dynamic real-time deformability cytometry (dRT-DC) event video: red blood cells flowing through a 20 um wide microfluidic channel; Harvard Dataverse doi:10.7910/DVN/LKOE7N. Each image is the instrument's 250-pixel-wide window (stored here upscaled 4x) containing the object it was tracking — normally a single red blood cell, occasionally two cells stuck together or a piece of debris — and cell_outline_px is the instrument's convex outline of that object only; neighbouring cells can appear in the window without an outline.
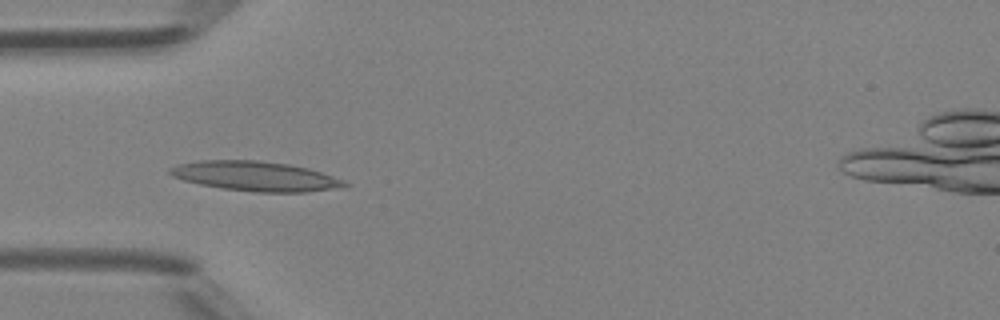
{"species": "Egyptian fruit bat (a non-hibernating species)", "species_latin": "Rousettus aegyptiacus", "temperature_condition": "room temperature", "stored_images_in_passage": 44, "camera_frame_rate_fps": 3000, "um_per_image_px": 0.085, "animal": {"sex": "female"}, "frame": {"image": 1, "passage_image": 11, "time_ms": 3.333, "image_size_px": [1000, 320], "cell_outline_px": [[352, 184], [344, 188], [304, 192], [252, 192], [220, 188], [200, 184], [184, 180], [172, 176], [168, 172], [168, 168], [176, 164], [200, 160], [256, 160], [288, 164], [308, 168], [344, 180]], "centroid_in_image_um": [21.73, 14.98], "position_along_channel_um": 63.3, "area_um2": 30.46}}
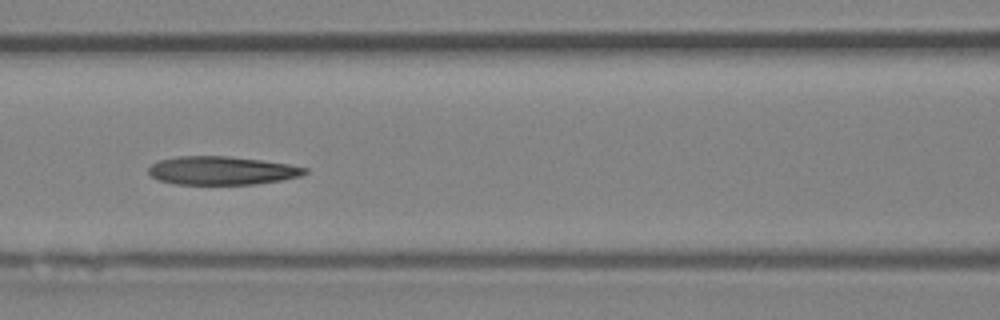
{"frame": {"image": 2, "passage_image": 17, "time_ms": 5.333, "image_size_px": [1000, 320], "cell_outline_px": [[308, 172], [300, 176], [280, 180], [256, 184], [176, 184], [156, 180], [148, 172], [148, 168], [152, 164], [160, 160], [176, 156], [228, 156], [260, 160], [288, 164], [308, 168]], "centroid_in_image_um": [18.83, 14.5], "position_along_channel_um": 147.8, "area_um2": 25.84}}
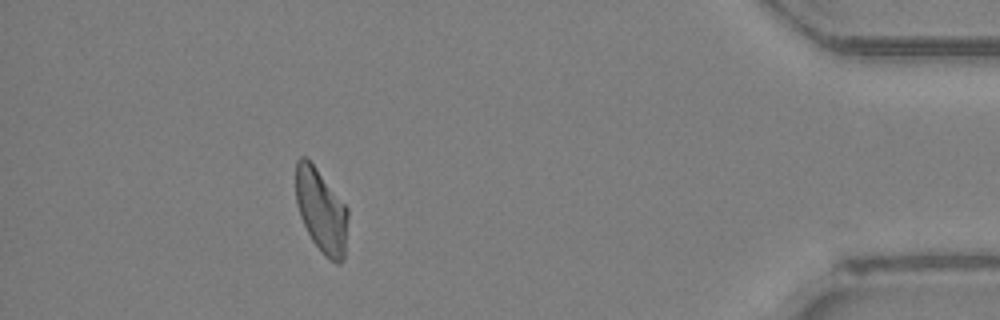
{"frame": {"image": 3, "passage_image": 39, "time_ms": 12.667, "image_size_px": [1000, 320], "cell_outline_px": [[348, 216], [344, 260], [340, 264], [336, 264], [312, 240], [300, 216], [296, 200], [296, 160], [300, 156], [304, 156], [316, 168], [348, 208]], "centroid_in_image_um": [27.31, 17.9], "position_along_channel_um": 407.9, "area_um2": 24.97}, "authors_computed_cell_mechanics": {"area_um2": 26.5302, "velocity_mm_per_s": 4.2963, "shape_relaxation_time_tau1_ms": null, "shape_relaxation_time_tau2_ms": 3.9243, "deformation_change_tau1": null, "deformation_change_tau2": 0.1239}}